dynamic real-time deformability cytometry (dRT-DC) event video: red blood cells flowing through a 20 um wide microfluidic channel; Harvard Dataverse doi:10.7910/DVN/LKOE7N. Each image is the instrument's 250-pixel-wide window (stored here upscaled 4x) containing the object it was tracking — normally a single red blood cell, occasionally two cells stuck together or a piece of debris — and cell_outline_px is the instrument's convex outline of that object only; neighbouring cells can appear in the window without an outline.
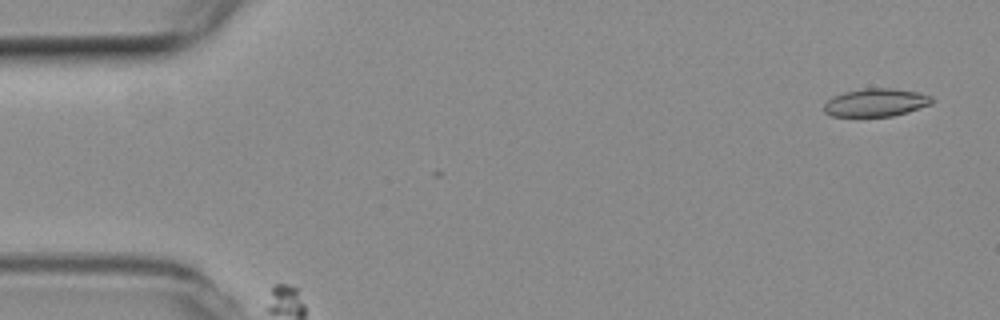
{"species": "common noctule bat (a hibernating species)", "species_latin": "Nyctalus noctula", "temperature_condition": "room temperature", "stored_images_in_passage": 51, "camera_frame_rate_fps": 3000, "um_per_image_px": 0.085, "animal": {"sex": "female", "body_mass_g": 19.3, "forearm_length_mm": 54.1}, "frame": {"image": 1, "passage_image": 2, "time_ms": 0.333, "image_size_px": [1000, 320], "cell_outline_px": [[932, 104], [908, 112], [892, 116], [832, 116], [824, 112], [824, 104], [832, 96], [844, 92], [864, 88], [892, 88], [920, 92], [932, 96]], "centroid_in_image_um": [74.46, 8.71], "position_along_channel_um": 10.5, "area_um2": 17.69}}
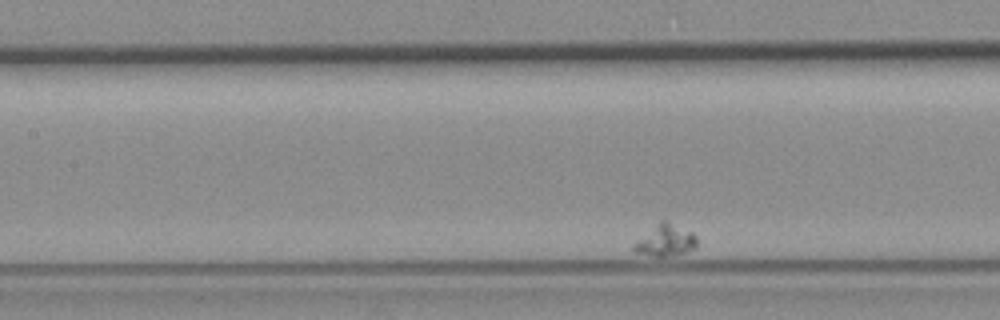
{"frame": {"image": 2, "passage_image": 16, "time_ms": 5.0, "image_size_px": [1000, 320], "cell_outline_px": [[696, 248], [672, 256], [652, 256], [632, 252], [632, 248], [660, 220], [668, 220], [692, 232], [696, 236]], "centroid_in_image_um": [56.6, 20.44], "position_along_channel_um": 150.8, "area_um2": 11.39}}
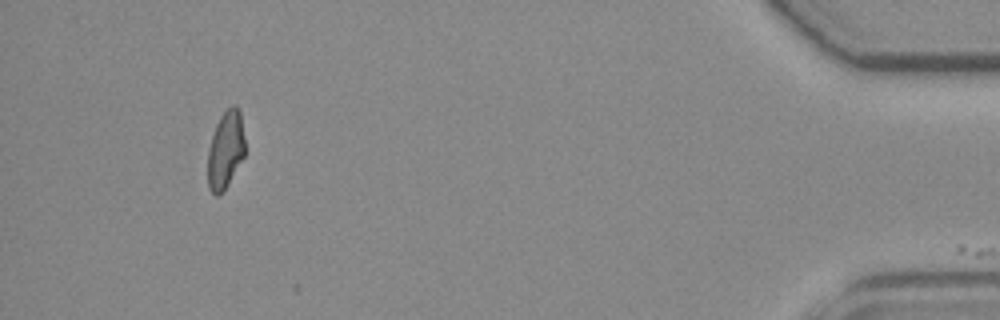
{"frame": {"image": 3, "passage_image": 50, "time_ms": 16.333, "image_size_px": [1000, 320], "cell_outline_px": [[244, 156], [228, 184], [216, 196], [208, 188], [208, 148], [216, 124], [220, 116], [232, 104], [236, 104], [240, 112], [244, 136]], "centroid_in_image_um": [19.16, 12.71], "position_along_channel_um": 416.0, "area_um2": 16.65}}